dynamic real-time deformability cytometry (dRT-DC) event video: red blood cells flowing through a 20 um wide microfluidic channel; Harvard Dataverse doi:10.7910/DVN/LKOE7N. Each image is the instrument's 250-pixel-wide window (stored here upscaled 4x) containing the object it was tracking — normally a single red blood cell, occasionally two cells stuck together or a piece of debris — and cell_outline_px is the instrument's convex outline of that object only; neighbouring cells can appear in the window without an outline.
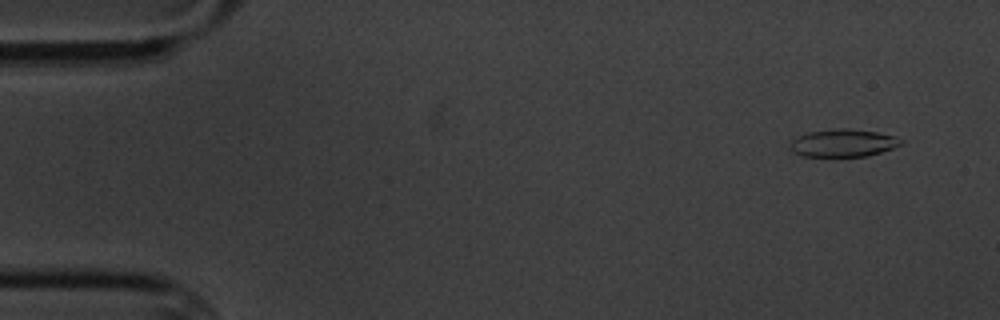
{"species": "common noctule bat (a hibernating species)", "species_latin": "Nyctalus noctula", "temperature_condition": "cold", "stored_images_in_passage": 10, "camera_frame_rate_fps": 3000, "um_per_image_px": 0.085, "animal": {"sex": "male", "body_mass_g": 20.1, "forearm_length_mm": 53.5}, "frame": {"image": 1, "passage_image": 1, "time_ms": 0.0, "image_size_px": [1000, 320], "cell_outline_px": [[904, 140], [900, 144], [892, 148], [868, 156], [832, 160], [804, 156], [792, 152], [788, 148], [792, 140], [808, 132], [836, 128], [848, 128], [876, 132], [892, 136]], "centroid_in_image_um": [71.59, 12.21], "position_along_channel_um": 13.4, "area_um2": 18.61}}
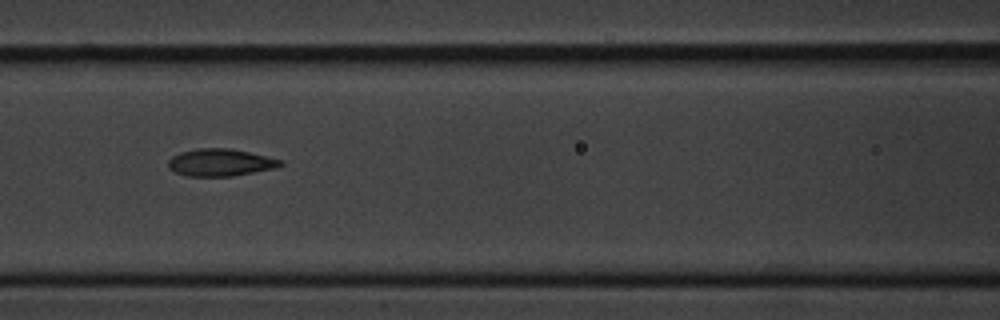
{"frame": {"image": 2, "passage_image": 7, "time_ms": 7.0, "image_size_px": [1000, 320], "cell_outline_px": [[284, 164], [276, 168], [232, 176], [188, 176], [176, 172], [168, 168], [168, 160], [172, 156], [180, 152], [196, 148], [228, 148], [248, 152], [280, 160]], "centroid_in_image_um": [18.69, 13.81], "position_along_channel_um": 147.9, "area_um2": 17.69}}
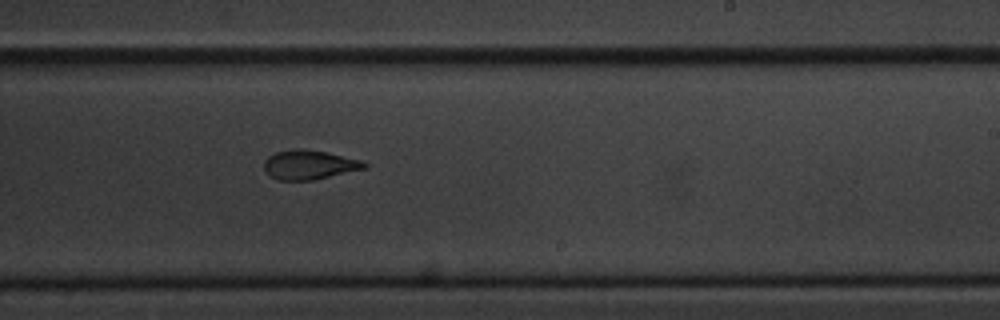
{"frame": {"image": 3, "passage_image": 10, "time_ms": 10.333, "image_size_px": [1000, 320], "cell_outline_px": [[368, 168], [312, 180], [280, 180], [272, 176], [264, 168], [264, 160], [268, 156], [276, 152], [292, 148], [300, 148], [328, 152], [360, 160], [368, 164]], "centroid_in_image_um": [26.3, 13.99], "position_along_channel_um": 262.7, "area_um2": 17.11}}